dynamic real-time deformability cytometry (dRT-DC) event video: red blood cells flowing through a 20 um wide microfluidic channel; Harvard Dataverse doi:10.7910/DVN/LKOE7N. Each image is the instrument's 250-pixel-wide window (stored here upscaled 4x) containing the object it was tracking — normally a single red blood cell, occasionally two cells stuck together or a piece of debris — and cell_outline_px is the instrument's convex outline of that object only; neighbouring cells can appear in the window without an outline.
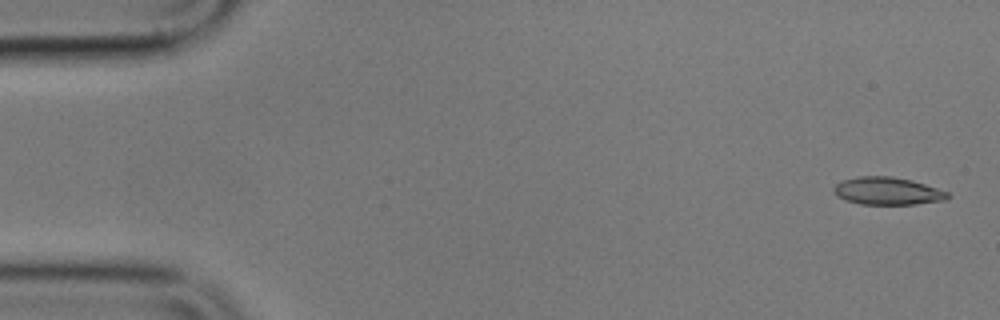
{"species": "common noctule bat (a hibernating species)", "species_latin": "Nyctalus noctula", "temperature_condition": "cold", "stored_images_in_passage": 56, "camera_frame_rate_fps": 3000, "um_per_image_px": 0.085, "animal": {"sex": "male", "body_mass_g": 17.9}, "frame": {"image": 1, "passage_image": 2, "time_ms": 0.333, "image_size_px": [1000, 320], "cell_outline_px": [[948, 200], [916, 204], [860, 204], [844, 200], [836, 196], [832, 192], [832, 188], [840, 180], [856, 176], [892, 176], [912, 180], [948, 192]], "centroid_in_image_um": [75.37, 16.23], "position_along_channel_um": 9.6, "area_um2": 18.55}}
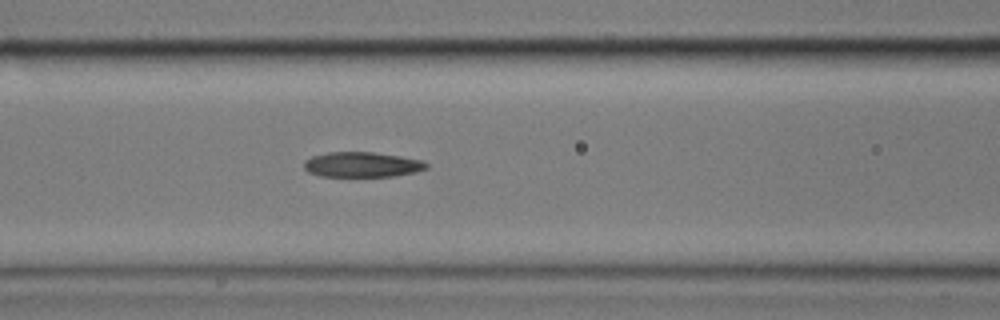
{"frame": {"image": 2, "passage_image": 23, "time_ms": 7.333, "image_size_px": [1000, 320], "cell_outline_px": [[428, 168], [416, 172], [396, 176], [320, 176], [308, 172], [304, 168], [304, 160], [312, 156], [328, 152], [372, 152], [400, 156], [424, 160], [428, 164]], "centroid_in_image_um": [30.79, 13.99], "position_along_channel_um": 135.8, "area_um2": 18.03}}
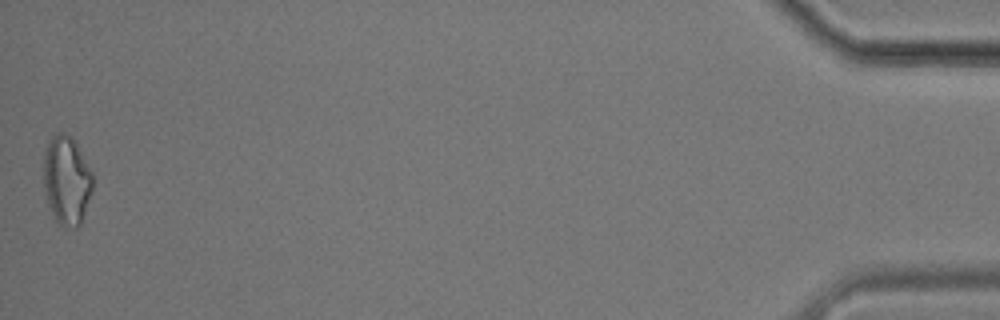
{"frame": {"image": 3, "passage_image": 56, "time_ms": 18.333, "image_size_px": [1000, 320], "cell_outline_px": [[92, 192], [80, 224], [76, 228], [64, 228], [56, 224], [48, 204], [44, 188], [44, 148], [48, 140], [56, 132], [64, 132], [72, 136], [76, 140], [92, 172]], "centroid_in_image_um": [5.66, 15.3], "position_along_channel_um": 429.5, "area_um2": 26.01}, "authors_computed_cell_mechanics": {"area_um2": 18.6694, "velocity_mm_per_s": 3.5252, "shape_relaxation_time_tau1_ms": 6.0258, "shape_relaxation_time_tau2_ms": 8.2036, "deformation_change_tau1": 0.1651, "deformation_change_tau2": 0.1797}}